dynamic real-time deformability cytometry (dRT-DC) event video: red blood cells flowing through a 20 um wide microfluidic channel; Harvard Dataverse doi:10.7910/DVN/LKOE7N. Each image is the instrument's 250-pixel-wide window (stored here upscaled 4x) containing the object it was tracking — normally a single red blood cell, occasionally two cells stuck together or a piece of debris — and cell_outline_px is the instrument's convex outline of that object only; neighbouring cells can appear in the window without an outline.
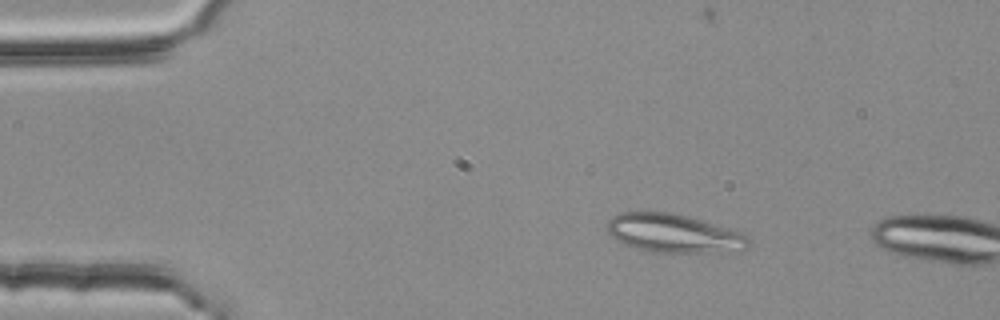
{"species": "common noctule bat (a hibernating species)", "species_latin": "Nyctalus noctula", "temperature_condition": "room temperature", "stored_images_in_passage": 2, "camera_frame_rate_fps": 3000, "um_per_image_px": 0.085, "animal": {"sex": "female", "body_mass_g": 25.1}, "frame": {"image": 1, "passage_image": 1, "time_ms": 0.0, "image_size_px": [1000, 320], "cell_outline_px": [[748, 248], [704, 252], [656, 252], [636, 248], [620, 244], [608, 236], [608, 220], [612, 216], [620, 212], [672, 212], [700, 220], [740, 232], [748, 236]], "centroid_in_image_um": [57.15, 19.82], "position_along_channel_um": 27.9, "area_um2": 31.39}}